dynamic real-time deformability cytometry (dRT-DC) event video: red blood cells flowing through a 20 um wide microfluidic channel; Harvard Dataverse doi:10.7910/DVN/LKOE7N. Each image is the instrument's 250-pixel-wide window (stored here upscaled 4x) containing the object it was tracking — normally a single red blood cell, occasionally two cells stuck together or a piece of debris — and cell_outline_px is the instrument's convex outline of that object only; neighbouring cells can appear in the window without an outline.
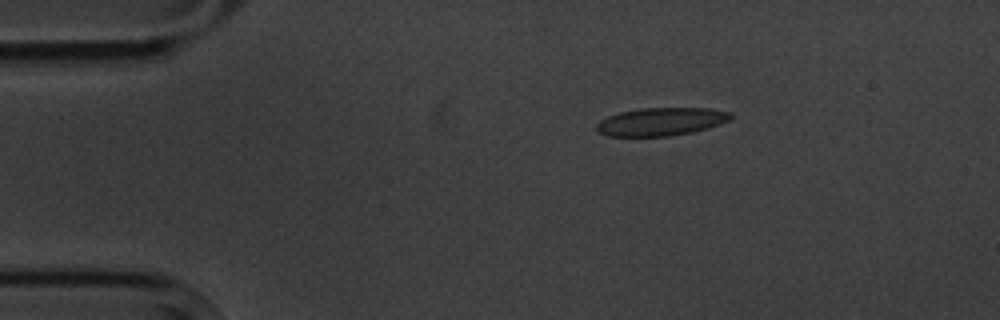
{"species": "common noctule bat (a hibernating species)", "species_latin": "Nyctalus noctula", "temperature_condition": "cold", "stored_images_in_passage": 14, "camera_frame_rate_fps": 3000, "um_per_image_px": 0.085, "animal": {"sex": "male", "body_mass_g": 20.1, "forearm_length_mm": 53.5}, "frame": {"image": 1, "passage_image": 2, "time_ms": 2.0, "image_size_px": [1000, 320], "cell_outline_px": [[732, 120], [708, 128], [692, 132], [668, 136], [608, 136], [600, 132], [596, 128], [596, 124], [600, 120], [608, 116], [620, 112], [640, 108], [708, 108], [732, 112]], "centroid_in_image_um": [56.23, 10.33], "position_along_channel_um": 28.8, "area_um2": 21.96}}
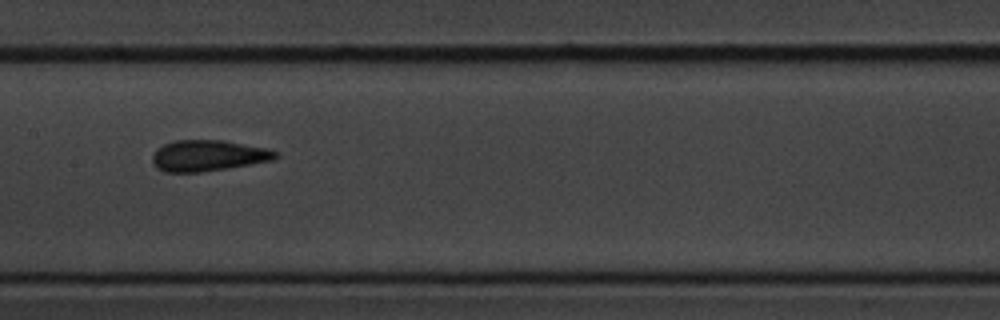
{"frame": {"image": 2, "passage_image": 7, "time_ms": 8.0, "image_size_px": [1000, 320], "cell_outline_px": [[280, 156], [272, 160], [252, 164], [228, 168], [200, 172], [164, 172], [156, 168], [152, 164], [152, 156], [156, 148], [172, 140], [224, 140], [264, 148], [280, 152]], "centroid_in_image_um": [17.66, 13.23], "position_along_channel_um": 189.7, "area_um2": 22.48}}
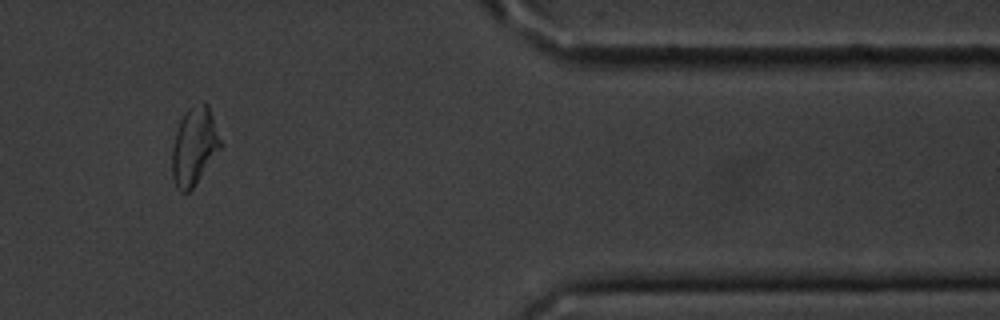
{"frame": {"image": 3, "passage_image": 12, "time_ms": 14.667, "image_size_px": [1000, 320], "cell_outline_px": [[224, 144], [192, 188], [188, 192], [180, 192], [176, 188], [172, 176], [172, 148], [176, 132], [180, 120], [184, 112], [192, 104], [204, 100], [208, 104]], "centroid_in_image_um": [16.53, 12.38], "position_along_channel_um": 394.9, "area_um2": 22.31}, "authors_computed_cell_mechanics": {"area_um2": 21.9062, "velocity_mm_per_s": 3.5201, "shape_relaxation_time_tau1_ms": 2.953, "shape_relaxation_time_tau2_ms": 1.5726, "deformation_change_tau1": 0.0918, "deformation_change_tau2": 0.0415}}